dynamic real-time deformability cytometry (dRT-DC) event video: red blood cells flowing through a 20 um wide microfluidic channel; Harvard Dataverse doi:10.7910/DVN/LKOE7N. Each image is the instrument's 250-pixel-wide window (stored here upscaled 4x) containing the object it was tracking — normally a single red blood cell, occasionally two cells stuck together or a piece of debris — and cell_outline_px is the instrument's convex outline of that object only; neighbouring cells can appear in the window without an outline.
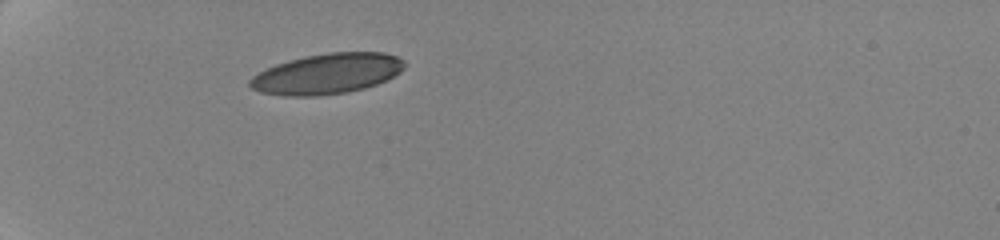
{"species": "human", "species_latin": "Homo sapiens", "temperature_condition": "cold", "stored_images_in_passage": 22, "camera_frame_rate_fps": 3000, "um_per_image_px": 0.085, "donor": {"sex": "female"}, "frame": {"image": 1, "passage_image": 1, "time_ms": 0.0, "image_size_px": [1000, 240], "cell_outline_px": [[408, 64], [400, 72], [376, 84], [364, 88], [344, 92], [320, 96], [284, 96], [260, 92], [252, 88], [248, 84], [248, 80], [252, 76], [276, 64], [288, 60], [304, 56], [328, 52], [384, 52], [396, 56], [404, 60]], "centroid_in_image_um": [27.79, 6.26], "position_along_channel_um": 57.2, "area_um2": 36.47}}
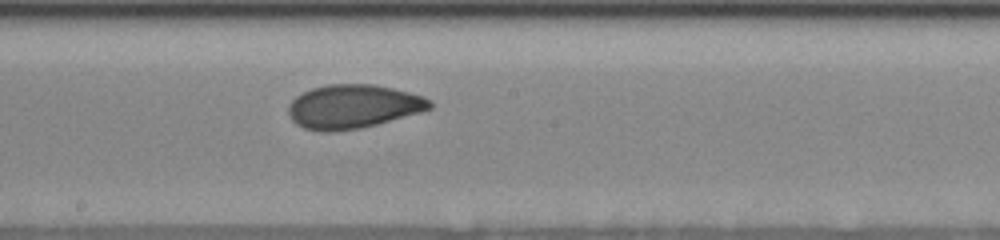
{"frame": {"image": 2, "passage_image": 9, "time_ms": 5.333, "image_size_px": [1000, 240], "cell_outline_px": [[432, 108], [376, 124], [360, 128], [332, 132], [320, 132], [304, 128], [296, 124], [292, 120], [288, 112], [288, 104], [296, 96], [312, 88], [328, 84], [372, 84], [392, 88], [424, 96], [432, 100]], "centroid_in_image_um": [29.98, 9.05], "position_along_channel_um": 218.2, "area_um2": 36.01}}
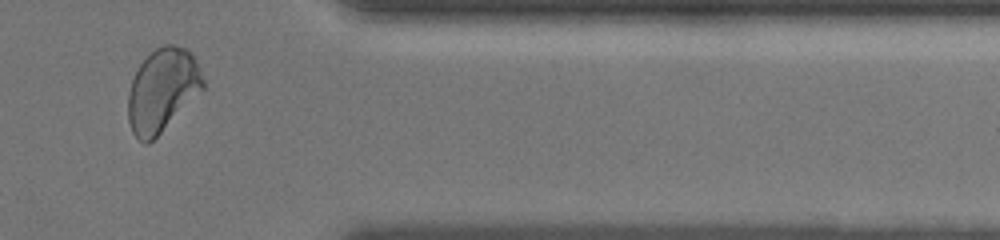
{"frame": {"image": 3, "passage_image": 20, "time_ms": 10.667, "image_size_px": [1000, 240], "cell_outline_px": [[204, 88], [148, 144], [144, 144], [132, 132], [128, 120], [128, 92], [132, 80], [140, 64], [156, 48], [164, 44], [172, 44], [188, 48], [196, 60], [204, 80]], "centroid_in_image_um": [13.79, 7.63], "position_along_channel_um": 397.6, "area_um2": 35.89}, "authors_computed_cell_mechanics": {"area_um2": 35.9227, "velocity_mm_per_s": 3.5002, "shape_relaxation_time_tau1_ms": 3.5796, "shape_relaxation_time_tau2_ms": 1.4036, "deformation_change_tau1": 0.1024, "deformation_change_tau2": 0.0465}}